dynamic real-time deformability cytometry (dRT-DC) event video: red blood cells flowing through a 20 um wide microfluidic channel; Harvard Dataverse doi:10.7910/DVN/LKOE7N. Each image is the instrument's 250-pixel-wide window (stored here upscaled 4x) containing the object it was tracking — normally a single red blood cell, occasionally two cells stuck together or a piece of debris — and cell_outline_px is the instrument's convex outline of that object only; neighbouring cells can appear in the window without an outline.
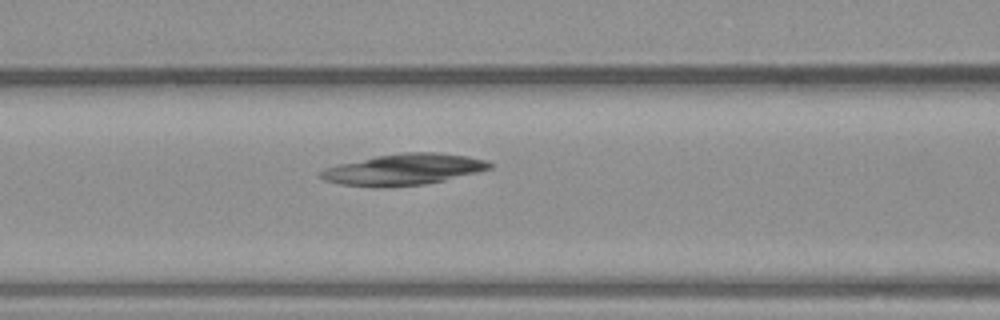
{"species": "common noctule bat (a hibernating species)", "species_latin": "Nyctalus noctula", "temperature_condition": "warm", "stored_images_in_passage": 35, "camera_frame_rate_fps": 3000, "um_per_image_px": 0.085, "animal": {"sex": "male", "body_mass_g": 23.1, "forearm_length_mm": 52.7}, "frame": {"image": 1, "passage_image": 12, "time_ms": 3.667, "image_size_px": [1000, 320], "cell_outline_px": [[492, 168], [444, 180], [424, 184], [376, 188], [372, 188], [340, 184], [324, 180], [320, 176], [320, 172], [324, 168], [340, 164], [376, 156], [400, 152], [436, 152], [468, 156], [488, 160], [492, 164]], "centroid_in_image_um": [34.3, 14.4], "position_along_channel_um": 132.3, "area_um2": 30.69}}
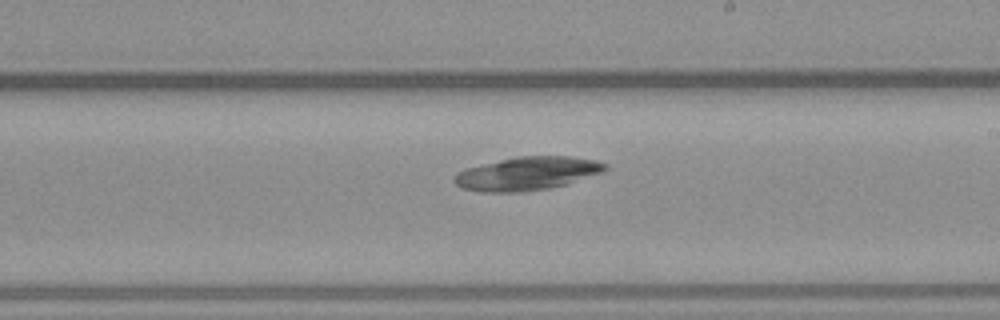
{"frame": {"image": 2, "passage_image": 19, "time_ms": 6.0, "image_size_px": [1000, 320], "cell_outline_px": [[608, 168], [604, 172], [564, 184], [548, 188], [524, 192], [484, 192], [460, 188], [456, 184], [456, 172], [464, 168], [500, 160], [520, 156], [568, 156], [596, 160], [608, 164]], "centroid_in_image_um": [44.82, 14.75], "position_along_channel_um": 244.2, "area_um2": 29.19}}
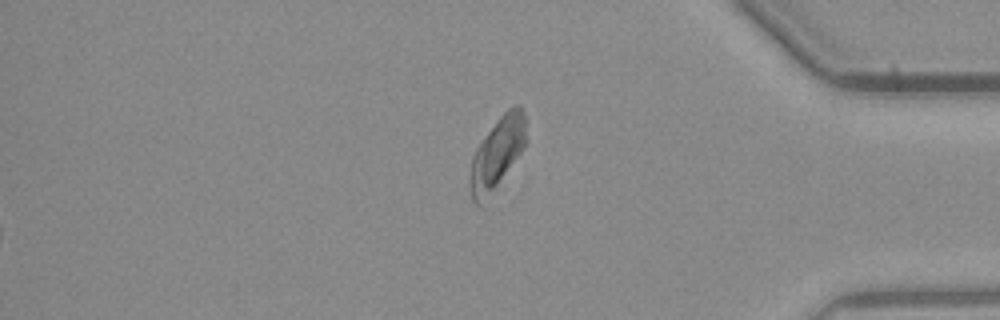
{"frame": {"image": 3, "passage_image": 30, "time_ms": 9.667, "image_size_px": [1000, 320], "cell_outline_px": [[528, 140], [524, 148], [484, 208], [480, 208], [472, 200], [468, 180], [472, 156], [476, 148], [484, 136], [496, 120], [512, 104], [520, 104], [524, 112]], "centroid_in_image_um": [42.25, 13.11], "position_along_channel_um": 392.9, "area_um2": 24.62}}